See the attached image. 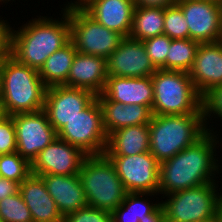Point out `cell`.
Listing matches in <instances>:
<instances>
[{
	"label": "cell",
	"mask_w": 222,
	"mask_h": 222,
	"mask_svg": "<svg viewBox=\"0 0 222 222\" xmlns=\"http://www.w3.org/2000/svg\"><path fill=\"white\" fill-rule=\"evenodd\" d=\"M211 129L208 127L193 144L160 163L158 194L167 195L206 183H215V173H219L222 166L219 167L218 158L214 157L217 154V144H220L218 134L214 135L216 133Z\"/></svg>",
	"instance_id": "6da1fadb"
},
{
	"label": "cell",
	"mask_w": 222,
	"mask_h": 222,
	"mask_svg": "<svg viewBox=\"0 0 222 222\" xmlns=\"http://www.w3.org/2000/svg\"><path fill=\"white\" fill-rule=\"evenodd\" d=\"M62 10L60 21L40 16L18 30L10 27L8 54L39 71L50 55L70 41L69 5Z\"/></svg>",
	"instance_id": "7a4b0ae2"
},
{
	"label": "cell",
	"mask_w": 222,
	"mask_h": 222,
	"mask_svg": "<svg viewBox=\"0 0 222 222\" xmlns=\"http://www.w3.org/2000/svg\"><path fill=\"white\" fill-rule=\"evenodd\" d=\"M46 89L38 70L9 54L0 60V108L5 115L43 110Z\"/></svg>",
	"instance_id": "3957f363"
},
{
	"label": "cell",
	"mask_w": 222,
	"mask_h": 222,
	"mask_svg": "<svg viewBox=\"0 0 222 222\" xmlns=\"http://www.w3.org/2000/svg\"><path fill=\"white\" fill-rule=\"evenodd\" d=\"M149 131V151L161 163L186 149L206 132L203 112L152 115Z\"/></svg>",
	"instance_id": "277c9868"
},
{
	"label": "cell",
	"mask_w": 222,
	"mask_h": 222,
	"mask_svg": "<svg viewBox=\"0 0 222 222\" xmlns=\"http://www.w3.org/2000/svg\"><path fill=\"white\" fill-rule=\"evenodd\" d=\"M151 79L154 86L152 115L203 112L202 96L187 72L157 69Z\"/></svg>",
	"instance_id": "5b68a950"
},
{
	"label": "cell",
	"mask_w": 222,
	"mask_h": 222,
	"mask_svg": "<svg viewBox=\"0 0 222 222\" xmlns=\"http://www.w3.org/2000/svg\"><path fill=\"white\" fill-rule=\"evenodd\" d=\"M79 177L89 207L112 213L127 194L114 165L105 154L87 156Z\"/></svg>",
	"instance_id": "8992f818"
},
{
	"label": "cell",
	"mask_w": 222,
	"mask_h": 222,
	"mask_svg": "<svg viewBox=\"0 0 222 222\" xmlns=\"http://www.w3.org/2000/svg\"><path fill=\"white\" fill-rule=\"evenodd\" d=\"M217 186V187H216ZM218 184L206 183L184 189L167 196L162 201L166 212V222H197L217 219V205L221 195Z\"/></svg>",
	"instance_id": "52a82bcc"
},
{
	"label": "cell",
	"mask_w": 222,
	"mask_h": 222,
	"mask_svg": "<svg viewBox=\"0 0 222 222\" xmlns=\"http://www.w3.org/2000/svg\"><path fill=\"white\" fill-rule=\"evenodd\" d=\"M70 40L77 52L108 58L124 38L119 32L106 28L82 7L69 5Z\"/></svg>",
	"instance_id": "ba28073f"
},
{
	"label": "cell",
	"mask_w": 222,
	"mask_h": 222,
	"mask_svg": "<svg viewBox=\"0 0 222 222\" xmlns=\"http://www.w3.org/2000/svg\"><path fill=\"white\" fill-rule=\"evenodd\" d=\"M57 137L78 147L88 156L104 154L108 135L104 129L97 97L82 112L69 120L57 132Z\"/></svg>",
	"instance_id": "9c48e42d"
},
{
	"label": "cell",
	"mask_w": 222,
	"mask_h": 222,
	"mask_svg": "<svg viewBox=\"0 0 222 222\" xmlns=\"http://www.w3.org/2000/svg\"><path fill=\"white\" fill-rule=\"evenodd\" d=\"M106 156L114 165L127 193L158 194L160 163L150 151L130 156Z\"/></svg>",
	"instance_id": "30bf717a"
},
{
	"label": "cell",
	"mask_w": 222,
	"mask_h": 222,
	"mask_svg": "<svg viewBox=\"0 0 222 222\" xmlns=\"http://www.w3.org/2000/svg\"><path fill=\"white\" fill-rule=\"evenodd\" d=\"M14 121L17 152L30 163L46 146L57 138L44 110L34 113L12 115Z\"/></svg>",
	"instance_id": "8fae6325"
},
{
	"label": "cell",
	"mask_w": 222,
	"mask_h": 222,
	"mask_svg": "<svg viewBox=\"0 0 222 222\" xmlns=\"http://www.w3.org/2000/svg\"><path fill=\"white\" fill-rule=\"evenodd\" d=\"M186 18L189 38L200 43L222 40V6L205 0H177Z\"/></svg>",
	"instance_id": "7c38bea8"
},
{
	"label": "cell",
	"mask_w": 222,
	"mask_h": 222,
	"mask_svg": "<svg viewBox=\"0 0 222 222\" xmlns=\"http://www.w3.org/2000/svg\"><path fill=\"white\" fill-rule=\"evenodd\" d=\"M96 95L87 89L58 85L48 87L44 111L51 126L58 132L69 120L82 112Z\"/></svg>",
	"instance_id": "4fadbf2b"
},
{
	"label": "cell",
	"mask_w": 222,
	"mask_h": 222,
	"mask_svg": "<svg viewBox=\"0 0 222 222\" xmlns=\"http://www.w3.org/2000/svg\"><path fill=\"white\" fill-rule=\"evenodd\" d=\"M88 155L59 137L39 152L31 163V173L41 175L79 174Z\"/></svg>",
	"instance_id": "5bb4252c"
},
{
	"label": "cell",
	"mask_w": 222,
	"mask_h": 222,
	"mask_svg": "<svg viewBox=\"0 0 222 222\" xmlns=\"http://www.w3.org/2000/svg\"><path fill=\"white\" fill-rule=\"evenodd\" d=\"M107 75L139 78L152 76L157 70L146 53L142 41L124 37L117 49L106 59Z\"/></svg>",
	"instance_id": "9a60e30c"
},
{
	"label": "cell",
	"mask_w": 222,
	"mask_h": 222,
	"mask_svg": "<svg viewBox=\"0 0 222 222\" xmlns=\"http://www.w3.org/2000/svg\"><path fill=\"white\" fill-rule=\"evenodd\" d=\"M98 101H117L123 105L138 104L152 109L154 86L151 76L126 78L108 76Z\"/></svg>",
	"instance_id": "2e32d148"
},
{
	"label": "cell",
	"mask_w": 222,
	"mask_h": 222,
	"mask_svg": "<svg viewBox=\"0 0 222 222\" xmlns=\"http://www.w3.org/2000/svg\"><path fill=\"white\" fill-rule=\"evenodd\" d=\"M188 74L201 96L222 85V40L201 43Z\"/></svg>",
	"instance_id": "e0dca14e"
},
{
	"label": "cell",
	"mask_w": 222,
	"mask_h": 222,
	"mask_svg": "<svg viewBox=\"0 0 222 222\" xmlns=\"http://www.w3.org/2000/svg\"><path fill=\"white\" fill-rule=\"evenodd\" d=\"M82 8L108 29L129 37L135 2L132 0H88Z\"/></svg>",
	"instance_id": "ac0fdd59"
},
{
	"label": "cell",
	"mask_w": 222,
	"mask_h": 222,
	"mask_svg": "<svg viewBox=\"0 0 222 222\" xmlns=\"http://www.w3.org/2000/svg\"><path fill=\"white\" fill-rule=\"evenodd\" d=\"M107 75L106 58L76 52L65 86L102 93Z\"/></svg>",
	"instance_id": "d6986e66"
},
{
	"label": "cell",
	"mask_w": 222,
	"mask_h": 222,
	"mask_svg": "<svg viewBox=\"0 0 222 222\" xmlns=\"http://www.w3.org/2000/svg\"><path fill=\"white\" fill-rule=\"evenodd\" d=\"M41 177L63 218L88 206L79 174L41 175Z\"/></svg>",
	"instance_id": "ffe728a7"
},
{
	"label": "cell",
	"mask_w": 222,
	"mask_h": 222,
	"mask_svg": "<svg viewBox=\"0 0 222 222\" xmlns=\"http://www.w3.org/2000/svg\"><path fill=\"white\" fill-rule=\"evenodd\" d=\"M19 192L31 212L33 222H63L41 176L31 173L20 184Z\"/></svg>",
	"instance_id": "44dd1931"
},
{
	"label": "cell",
	"mask_w": 222,
	"mask_h": 222,
	"mask_svg": "<svg viewBox=\"0 0 222 222\" xmlns=\"http://www.w3.org/2000/svg\"><path fill=\"white\" fill-rule=\"evenodd\" d=\"M99 105L107 135L124 127L149 124L152 117L148 106L123 105L117 101H99Z\"/></svg>",
	"instance_id": "7402d4cb"
},
{
	"label": "cell",
	"mask_w": 222,
	"mask_h": 222,
	"mask_svg": "<svg viewBox=\"0 0 222 222\" xmlns=\"http://www.w3.org/2000/svg\"><path fill=\"white\" fill-rule=\"evenodd\" d=\"M149 124L128 126L108 135L105 155L130 156L148 152L150 148Z\"/></svg>",
	"instance_id": "603a6c76"
},
{
	"label": "cell",
	"mask_w": 222,
	"mask_h": 222,
	"mask_svg": "<svg viewBox=\"0 0 222 222\" xmlns=\"http://www.w3.org/2000/svg\"><path fill=\"white\" fill-rule=\"evenodd\" d=\"M77 50L70 40L65 46L55 51L38 71L45 86L65 85Z\"/></svg>",
	"instance_id": "cb8c5ba5"
},
{
	"label": "cell",
	"mask_w": 222,
	"mask_h": 222,
	"mask_svg": "<svg viewBox=\"0 0 222 222\" xmlns=\"http://www.w3.org/2000/svg\"><path fill=\"white\" fill-rule=\"evenodd\" d=\"M164 8L135 6L129 37L143 41L163 35Z\"/></svg>",
	"instance_id": "d4e9b609"
},
{
	"label": "cell",
	"mask_w": 222,
	"mask_h": 222,
	"mask_svg": "<svg viewBox=\"0 0 222 222\" xmlns=\"http://www.w3.org/2000/svg\"><path fill=\"white\" fill-rule=\"evenodd\" d=\"M156 196L157 193H127L122 203L111 213L112 222H139L146 218V215L151 214L160 203L148 202L144 196ZM146 200V201H145Z\"/></svg>",
	"instance_id": "484cf974"
},
{
	"label": "cell",
	"mask_w": 222,
	"mask_h": 222,
	"mask_svg": "<svg viewBox=\"0 0 222 222\" xmlns=\"http://www.w3.org/2000/svg\"><path fill=\"white\" fill-rule=\"evenodd\" d=\"M200 42L189 39H172L166 57V70L189 72Z\"/></svg>",
	"instance_id": "4316f807"
},
{
	"label": "cell",
	"mask_w": 222,
	"mask_h": 222,
	"mask_svg": "<svg viewBox=\"0 0 222 222\" xmlns=\"http://www.w3.org/2000/svg\"><path fill=\"white\" fill-rule=\"evenodd\" d=\"M31 174V163L17 151L0 154V176L21 184Z\"/></svg>",
	"instance_id": "83f0119b"
},
{
	"label": "cell",
	"mask_w": 222,
	"mask_h": 222,
	"mask_svg": "<svg viewBox=\"0 0 222 222\" xmlns=\"http://www.w3.org/2000/svg\"><path fill=\"white\" fill-rule=\"evenodd\" d=\"M0 219L2 222H33L20 192L0 200Z\"/></svg>",
	"instance_id": "f1b7e54d"
},
{
	"label": "cell",
	"mask_w": 222,
	"mask_h": 222,
	"mask_svg": "<svg viewBox=\"0 0 222 222\" xmlns=\"http://www.w3.org/2000/svg\"><path fill=\"white\" fill-rule=\"evenodd\" d=\"M164 35L170 39H189V29L182 9L177 5L164 8Z\"/></svg>",
	"instance_id": "f546056e"
},
{
	"label": "cell",
	"mask_w": 222,
	"mask_h": 222,
	"mask_svg": "<svg viewBox=\"0 0 222 222\" xmlns=\"http://www.w3.org/2000/svg\"><path fill=\"white\" fill-rule=\"evenodd\" d=\"M171 40L167 35H159L143 40L146 53L156 69L166 70V57Z\"/></svg>",
	"instance_id": "4dcf8cb0"
},
{
	"label": "cell",
	"mask_w": 222,
	"mask_h": 222,
	"mask_svg": "<svg viewBox=\"0 0 222 222\" xmlns=\"http://www.w3.org/2000/svg\"><path fill=\"white\" fill-rule=\"evenodd\" d=\"M202 111H203V121L205 124V129L207 131V124L206 123L208 118L212 116H217L222 119V85H217L211 88L208 92H206L202 96ZM214 114V115H213ZM208 117V118H207ZM207 120V121H206Z\"/></svg>",
	"instance_id": "1f68e13d"
},
{
	"label": "cell",
	"mask_w": 222,
	"mask_h": 222,
	"mask_svg": "<svg viewBox=\"0 0 222 222\" xmlns=\"http://www.w3.org/2000/svg\"><path fill=\"white\" fill-rule=\"evenodd\" d=\"M63 222H112V216L108 211L87 206L66 215Z\"/></svg>",
	"instance_id": "d6a6232c"
},
{
	"label": "cell",
	"mask_w": 222,
	"mask_h": 222,
	"mask_svg": "<svg viewBox=\"0 0 222 222\" xmlns=\"http://www.w3.org/2000/svg\"><path fill=\"white\" fill-rule=\"evenodd\" d=\"M17 151L14 121L11 116L4 115L0 119V154Z\"/></svg>",
	"instance_id": "836d02e7"
},
{
	"label": "cell",
	"mask_w": 222,
	"mask_h": 222,
	"mask_svg": "<svg viewBox=\"0 0 222 222\" xmlns=\"http://www.w3.org/2000/svg\"><path fill=\"white\" fill-rule=\"evenodd\" d=\"M20 184L0 176V200L19 192Z\"/></svg>",
	"instance_id": "e575fe53"
},
{
	"label": "cell",
	"mask_w": 222,
	"mask_h": 222,
	"mask_svg": "<svg viewBox=\"0 0 222 222\" xmlns=\"http://www.w3.org/2000/svg\"><path fill=\"white\" fill-rule=\"evenodd\" d=\"M0 18V60L8 54L10 25Z\"/></svg>",
	"instance_id": "d590c367"
},
{
	"label": "cell",
	"mask_w": 222,
	"mask_h": 222,
	"mask_svg": "<svg viewBox=\"0 0 222 222\" xmlns=\"http://www.w3.org/2000/svg\"><path fill=\"white\" fill-rule=\"evenodd\" d=\"M177 0H137L135 6L141 7H168L176 4Z\"/></svg>",
	"instance_id": "8d00e7d4"
},
{
	"label": "cell",
	"mask_w": 222,
	"mask_h": 222,
	"mask_svg": "<svg viewBox=\"0 0 222 222\" xmlns=\"http://www.w3.org/2000/svg\"><path fill=\"white\" fill-rule=\"evenodd\" d=\"M139 222H166V212L162 203L151 214L146 215L143 221Z\"/></svg>",
	"instance_id": "74e56055"
},
{
	"label": "cell",
	"mask_w": 222,
	"mask_h": 222,
	"mask_svg": "<svg viewBox=\"0 0 222 222\" xmlns=\"http://www.w3.org/2000/svg\"><path fill=\"white\" fill-rule=\"evenodd\" d=\"M217 222H222V194L220 195L217 205Z\"/></svg>",
	"instance_id": "f35d334b"
},
{
	"label": "cell",
	"mask_w": 222,
	"mask_h": 222,
	"mask_svg": "<svg viewBox=\"0 0 222 222\" xmlns=\"http://www.w3.org/2000/svg\"><path fill=\"white\" fill-rule=\"evenodd\" d=\"M88 0H76L74 2L70 1L71 3L68 2V5H73L76 7H82Z\"/></svg>",
	"instance_id": "ab89813d"
},
{
	"label": "cell",
	"mask_w": 222,
	"mask_h": 222,
	"mask_svg": "<svg viewBox=\"0 0 222 222\" xmlns=\"http://www.w3.org/2000/svg\"><path fill=\"white\" fill-rule=\"evenodd\" d=\"M197 222H217V219H208V220H202Z\"/></svg>",
	"instance_id": "60d3db41"
},
{
	"label": "cell",
	"mask_w": 222,
	"mask_h": 222,
	"mask_svg": "<svg viewBox=\"0 0 222 222\" xmlns=\"http://www.w3.org/2000/svg\"><path fill=\"white\" fill-rule=\"evenodd\" d=\"M205 1H211L217 4H222V0H205Z\"/></svg>",
	"instance_id": "b9f144b4"
},
{
	"label": "cell",
	"mask_w": 222,
	"mask_h": 222,
	"mask_svg": "<svg viewBox=\"0 0 222 222\" xmlns=\"http://www.w3.org/2000/svg\"><path fill=\"white\" fill-rule=\"evenodd\" d=\"M5 114L3 113L2 109L0 108V119L4 116Z\"/></svg>",
	"instance_id": "7bdbcfd3"
}]
</instances>
